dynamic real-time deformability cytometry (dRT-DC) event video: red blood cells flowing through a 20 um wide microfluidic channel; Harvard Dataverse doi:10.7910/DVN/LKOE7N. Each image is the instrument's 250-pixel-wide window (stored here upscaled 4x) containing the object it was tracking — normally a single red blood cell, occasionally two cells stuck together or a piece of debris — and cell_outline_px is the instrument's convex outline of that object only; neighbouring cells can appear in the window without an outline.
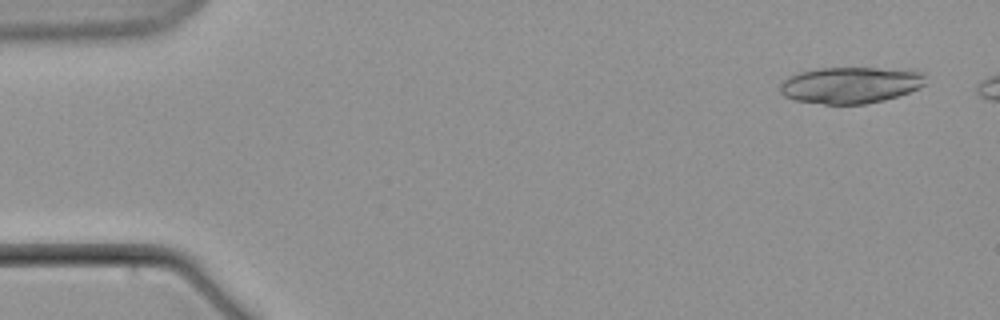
{"species": "common noctule bat (a hibernating species)", "species_latin": "Nyctalus noctula", "temperature_condition": "warm", "stored_images_in_passage": 5, "camera_frame_rate_fps": 3000, "um_per_image_px": 0.085, "animal": {"sex": "male", "body_mass_g": 21.5, "forearm_length_mm": 52.0}, "frame": {"image": 1, "passage_image": 1, "time_ms": 0.0, "image_size_px": [1000, 320], "cell_outline_px": [[924, 84], [920, 88], [884, 100], [864, 104], [824, 104], [796, 100], [784, 96], [780, 92], [780, 84], [788, 76], [800, 72], [820, 68], [908, 68], [924, 72]], "centroid_in_image_um": [72.32, 7.21], "position_along_channel_um": 12.7, "area_um2": 31.1}}